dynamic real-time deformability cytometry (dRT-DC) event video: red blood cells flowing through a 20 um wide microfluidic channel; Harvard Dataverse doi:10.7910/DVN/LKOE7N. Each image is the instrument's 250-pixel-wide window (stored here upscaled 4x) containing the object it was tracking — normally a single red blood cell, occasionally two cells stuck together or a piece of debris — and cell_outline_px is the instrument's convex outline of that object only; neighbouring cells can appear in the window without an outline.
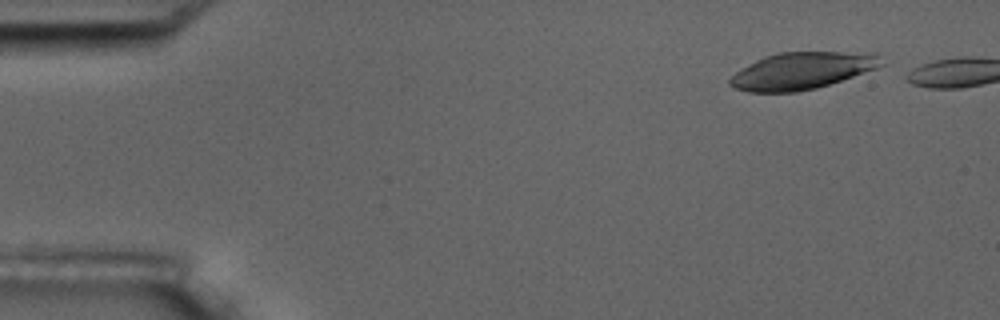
{"species": "common noctule bat (a hibernating species)", "species_latin": "Nyctalus noctula", "temperature_condition": "room temperature", "stored_images_in_passage": 4, "camera_frame_rate_fps": 3000, "um_per_image_px": 0.085, "animal": {"sex": "male", "body_mass_g": 17.5, "forearm_length_mm": 52.3}, "frame": {"image": 1, "passage_image": 1, "time_ms": 0.0, "image_size_px": [1000, 320], "cell_outline_px": [[884, 64], [876, 68], [816, 88], [796, 92], [748, 92], [732, 88], [728, 84], [728, 80], [736, 72], [756, 60], [764, 56], [780, 52], [880, 52]], "centroid_in_image_um": [68.17, 6.0], "position_along_channel_um": 16.8, "area_um2": 32.66}}